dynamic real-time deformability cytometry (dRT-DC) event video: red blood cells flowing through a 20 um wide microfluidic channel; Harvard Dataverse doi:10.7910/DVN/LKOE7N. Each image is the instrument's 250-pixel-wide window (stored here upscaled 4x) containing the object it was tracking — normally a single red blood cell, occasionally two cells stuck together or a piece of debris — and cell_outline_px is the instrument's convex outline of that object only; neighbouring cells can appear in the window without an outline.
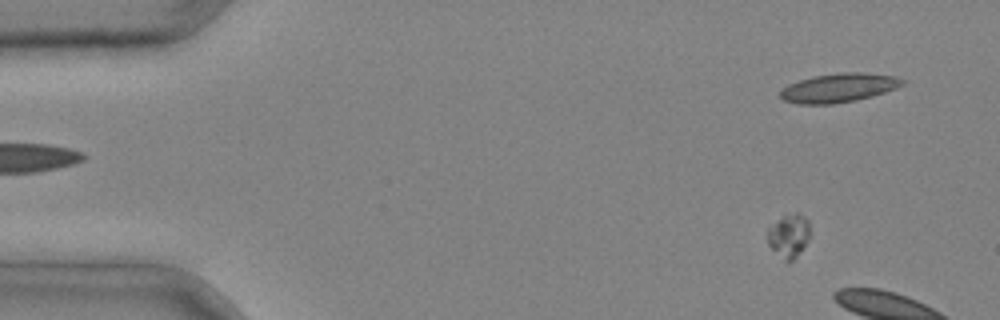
{"species": "common noctule bat (a hibernating species)", "species_latin": "Nyctalus noctula", "temperature_condition": "cold", "stored_images_in_passage": 5, "segment_of_instrument_passage": [1, 2], "camera_frame_rate_fps": 3000, "um_per_image_px": 0.085, "animal": {"sex": "male", "body_mass_g": 20.4}, "frame": {"image": 1, "passage_image": 1, "time_ms": 0.0, "image_size_px": [1000, 320], "cell_outline_px": [[808, 240], [796, 256], [792, 260], [784, 260], [768, 244], [768, 228], [784, 216], [796, 212], [804, 216], [808, 220]], "centroid_in_image_um": [67.05, 20.02], "position_along_channel_um": 18.0, "area_um2": 10.23}}